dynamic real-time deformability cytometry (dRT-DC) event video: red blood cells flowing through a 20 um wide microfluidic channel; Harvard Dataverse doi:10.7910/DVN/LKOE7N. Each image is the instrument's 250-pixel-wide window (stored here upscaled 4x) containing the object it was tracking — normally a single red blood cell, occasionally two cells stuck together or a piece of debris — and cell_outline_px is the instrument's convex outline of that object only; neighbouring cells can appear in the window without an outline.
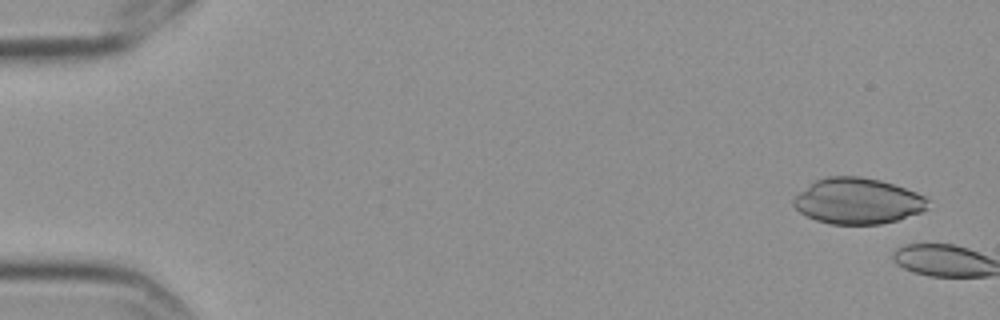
{"species": "Egyptian fruit bat (a non-hibernating species)", "species_latin": "Rousettus aegyptiacus", "temperature_condition": "cold", "stored_images_in_passage": 2, "camera_frame_rate_fps": 3000, "um_per_image_px": 0.085, "frame": {"image": 1, "passage_image": 1, "time_ms": 0.0, "image_size_px": [1000, 320], "cell_outline_px": [[928, 208], [920, 212], [896, 220], [880, 224], [828, 224], [816, 220], [800, 212], [792, 204], [792, 200], [800, 192], [816, 180], [828, 176], [860, 176], [880, 180], [916, 192], [924, 196], [928, 200]], "centroid_in_image_um": [72.89, 17.09], "position_along_channel_um": 12.1, "area_um2": 35.66}}